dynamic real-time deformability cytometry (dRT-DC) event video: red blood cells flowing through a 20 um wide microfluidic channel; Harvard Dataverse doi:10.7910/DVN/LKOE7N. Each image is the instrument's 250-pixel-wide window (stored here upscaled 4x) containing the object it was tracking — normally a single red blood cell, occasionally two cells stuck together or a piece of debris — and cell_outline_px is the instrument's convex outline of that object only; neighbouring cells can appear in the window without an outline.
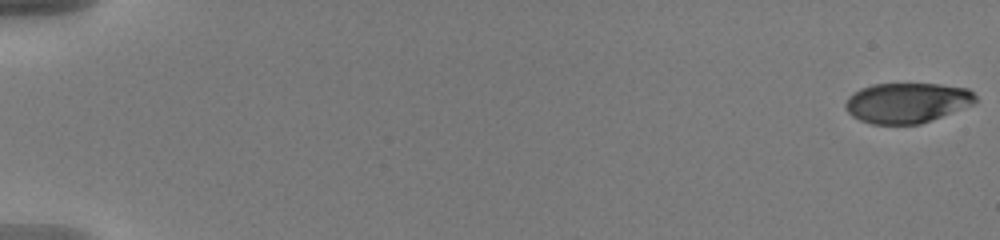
{"species": "human", "species_latin": "Homo sapiens", "temperature_condition": "warm", "stored_images_in_passage": 58, "camera_frame_rate_fps": 3000, "um_per_image_px": 0.085, "donor": {"sex": "male"}, "frame": {"image": 1, "passage_image": 1, "time_ms": 0.0, "image_size_px": [1000, 240], "cell_outline_px": [[976, 100], [928, 120], [916, 124], [876, 124], [864, 120], [856, 116], [848, 108], [848, 100], [856, 92], [864, 88], [876, 84], [936, 84], [964, 88], [972, 92], [976, 96]], "centroid_in_image_um": [77.09, 8.71], "position_along_channel_um": 7.9, "area_um2": 28.5}}
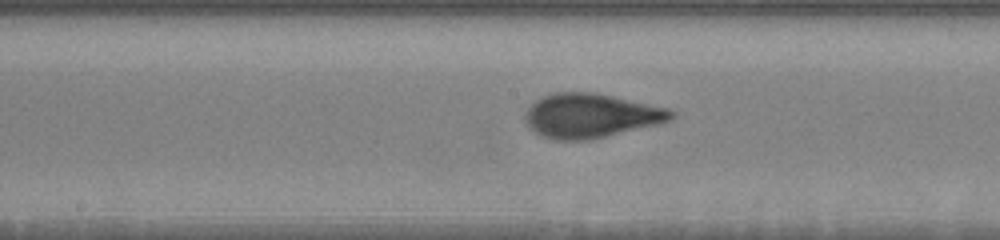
{"frame": {"image": 2, "passage_image": 32, "time_ms": 10.333, "image_size_px": [1000, 240], "cell_outline_px": [[672, 116], [664, 120], [600, 136], [572, 140], [548, 136], [532, 128], [528, 120], [528, 112], [532, 104], [548, 96], [564, 92], [580, 92], [608, 96], [664, 108], [672, 112]], "centroid_in_image_um": [50.16, 9.8], "position_along_channel_um": 198.0, "area_um2": 33.87}}
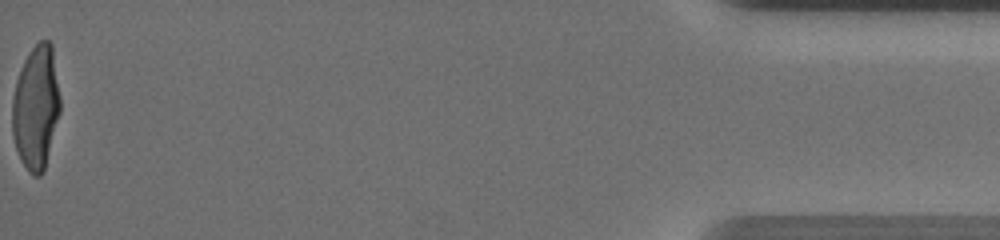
{"frame": {"image": 3, "passage_image": 58, "time_ms": 19.0, "image_size_px": [1000, 240], "cell_outline_px": [[60, 112], [44, 168], [40, 176], [36, 176], [24, 164], [16, 148], [12, 132], [12, 100], [16, 80], [24, 60], [32, 48], [40, 40], [48, 40], [52, 44], [60, 100]], "centroid_in_image_um": [3.06, 9.07], "position_along_channel_um": 432.1, "area_um2": 34.04}, "authors_computed_cell_mechanics": {"area_um2": 32.8882, "velocity_mm_per_s": 3.6469, "shape_relaxation_time_tau1_ms": 5.221, "shape_relaxation_time_tau2_ms": null, "deformation_change_tau1": 0.2503, "deformation_change_tau2": null}}